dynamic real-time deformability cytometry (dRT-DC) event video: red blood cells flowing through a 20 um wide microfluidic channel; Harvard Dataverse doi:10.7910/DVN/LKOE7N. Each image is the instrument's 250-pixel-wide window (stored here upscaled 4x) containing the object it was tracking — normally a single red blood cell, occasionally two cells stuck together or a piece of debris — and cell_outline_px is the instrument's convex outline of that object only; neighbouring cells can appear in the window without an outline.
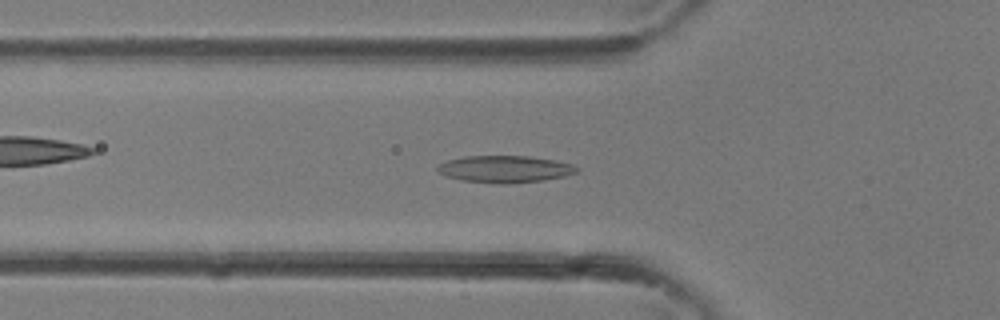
{"species": "common noctule bat (a hibernating species)", "species_latin": "Nyctalus noctula", "temperature_condition": "room temperature", "stored_images_in_passage": 28, "camera_frame_rate_fps": 3000, "um_per_image_px": 0.085, "animal": {"sex": "female"}, "frame": {"image": 1, "passage_image": 5, "time_ms": 1.333, "image_size_px": [1000, 320], "cell_outline_px": [[580, 168], [576, 172], [564, 176], [544, 180], [504, 184], [500, 184], [460, 180], [444, 176], [436, 168], [440, 164], [448, 160], [464, 156], [528, 156], [556, 160], [572, 164]], "centroid_in_image_um": [42.91, 14.37], "position_along_channel_um": 82.9, "area_um2": 21.91}}
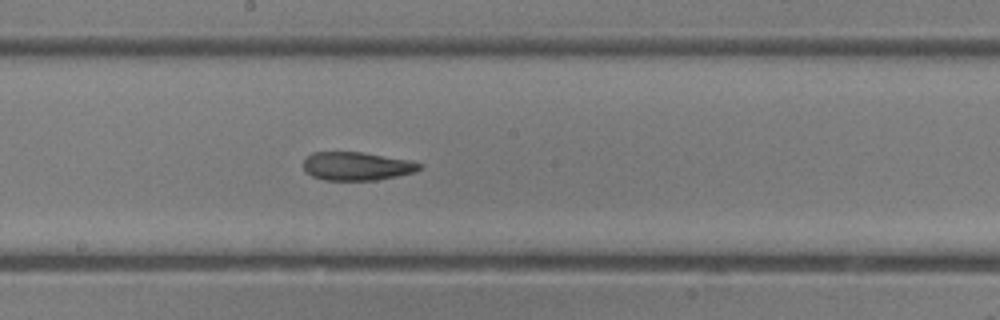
{"frame": {"image": 2, "passage_image": 12, "time_ms": 3.667, "image_size_px": [1000, 320], "cell_outline_px": [[424, 168], [416, 172], [376, 180], [324, 180], [312, 176], [304, 172], [304, 160], [312, 152], [360, 152], [412, 160], [424, 164]], "centroid_in_image_um": [30.37, 14.12], "position_along_channel_um": 217.8, "area_um2": 19.42}}
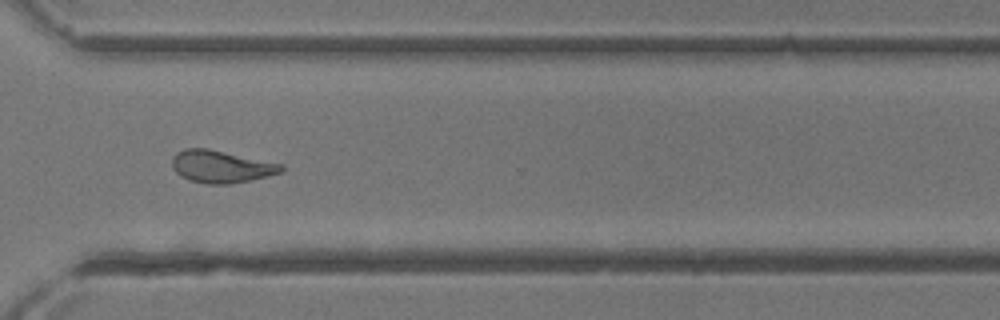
{"frame": {"image": 3, "passage_image": 19, "time_ms": 6.0, "image_size_px": [1000, 320], "cell_outline_px": [[284, 168], [280, 172], [268, 176], [232, 184], [208, 184], [192, 180], [180, 176], [172, 168], [172, 156], [176, 152], [184, 148], [208, 148], [284, 164]], "centroid_in_image_um": [18.78, 14.15], "position_along_channel_um": 351.8, "area_um2": 20.69}}